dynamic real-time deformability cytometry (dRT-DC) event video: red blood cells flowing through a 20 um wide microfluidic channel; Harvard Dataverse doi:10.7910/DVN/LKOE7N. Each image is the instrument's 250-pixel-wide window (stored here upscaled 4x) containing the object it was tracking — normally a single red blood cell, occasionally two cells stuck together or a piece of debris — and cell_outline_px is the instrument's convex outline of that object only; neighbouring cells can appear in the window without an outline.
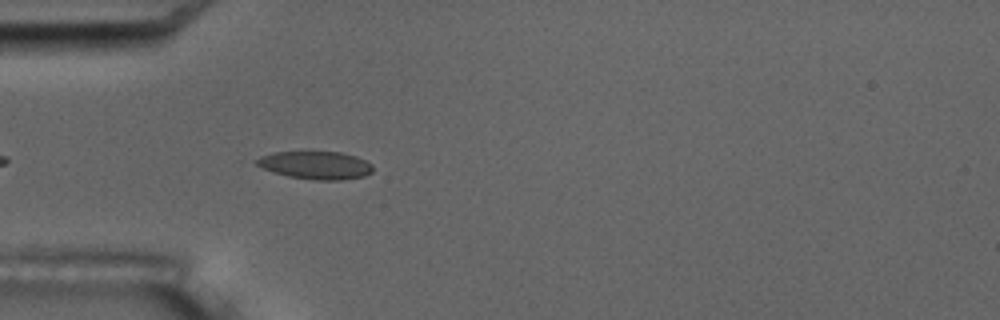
{"species": "common noctule bat (a hibernating species)", "species_latin": "Nyctalus noctula", "temperature_condition": "room temperature", "stored_images_in_passage": 2, "camera_frame_rate_fps": 3000, "um_per_image_px": 0.085, "animal": {"sex": "male", "body_mass_g": 17.5, "forearm_length_mm": 52.3}, "frame": {"image": 1, "passage_image": 2, "time_ms": 1.0, "image_size_px": [1000, 320], "cell_outline_px": [[372, 172], [364, 176], [344, 180], [316, 180], [288, 176], [272, 172], [256, 164], [252, 160], [260, 156], [272, 152], [340, 152], [356, 156], [372, 164]], "centroid_in_image_um": [26.81, 14.04], "position_along_channel_um": 58.2, "area_um2": 18.96}}